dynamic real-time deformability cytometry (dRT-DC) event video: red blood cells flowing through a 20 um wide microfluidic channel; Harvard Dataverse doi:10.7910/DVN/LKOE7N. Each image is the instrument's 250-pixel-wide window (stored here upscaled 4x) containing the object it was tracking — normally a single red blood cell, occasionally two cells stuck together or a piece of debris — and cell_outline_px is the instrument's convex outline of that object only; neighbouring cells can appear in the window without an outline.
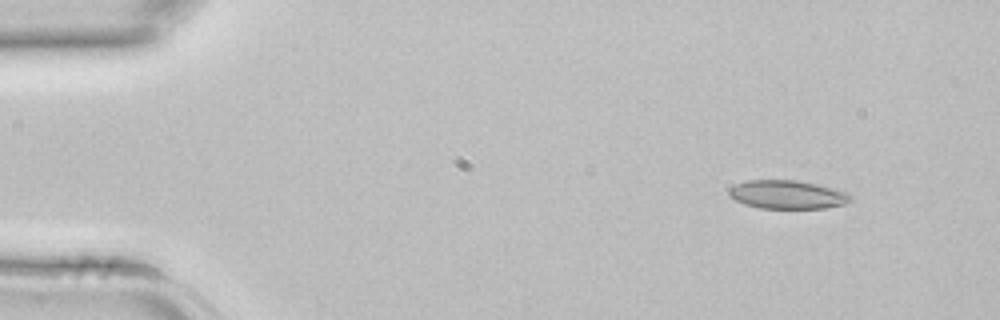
{"species": "common noctule bat (a hibernating species)", "species_latin": "Nyctalus noctula", "temperature_condition": "room temperature", "stored_images_in_passage": 4, "camera_frame_rate_fps": 3000, "um_per_image_px": 0.085, "animal": {"sex": "female", "body_mass_g": 22.7, "forearm_length_mm": 54.2}, "frame": {"image": 1, "passage_image": 2, "time_ms": 0.333, "image_size_px": [1000, 320], "cell_outline_px": [[852, 200], [844, 204], [824, 208], [760, 208], [744, 204], [728, 196], [728, 188], [736, 184], [748, 180], [796, 180], [836, 188], [848, 192], [852, 196]], "centroid_in_image_um": [66.93, 16.53], "position_along_channel_um": 18.1, "area_um2": 20.35}}